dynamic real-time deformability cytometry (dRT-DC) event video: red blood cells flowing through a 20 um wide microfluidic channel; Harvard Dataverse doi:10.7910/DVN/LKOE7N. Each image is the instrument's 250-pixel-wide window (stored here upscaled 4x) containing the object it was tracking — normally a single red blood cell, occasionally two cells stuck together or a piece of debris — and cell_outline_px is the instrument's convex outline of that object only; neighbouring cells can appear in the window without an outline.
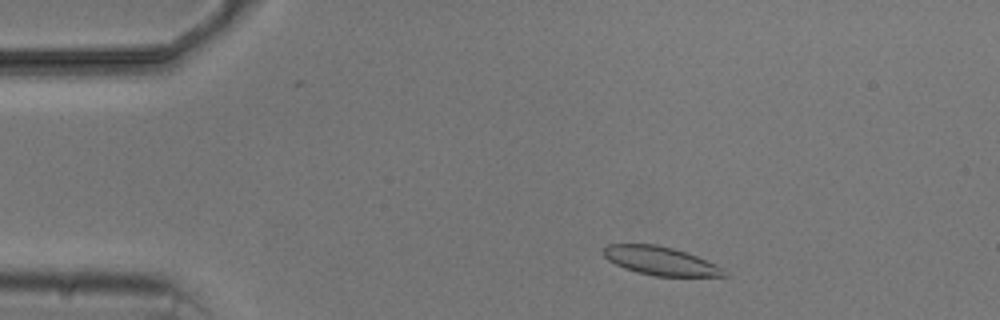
{"species": "common noctule bat (a hibernating species)", "species_latin": "Nyctalus noctula", "temperature_condition": "cold", "stored_images_in_passage": 5, "camera_frame_rate_fps": 3000, "um_per_image_px": 0.085, "animal": {"sex": "male", "body_mass_g": 20.5, "forearm_length_mm": 52.5}, "frame": {"image": 1, "passage_image": 2, "time_ms": 1.0, "image_size_px": [1000, 320], "cell_outline_px": [[728, 276], [656, 276], [636, 272], [624, 268], [608, 260], [604, 256], [604, 248], [608, 244], [656, 244], [672, 248], [696, 256], [716, 264], [724, 268]], "centroid_in_image_um": [56.15, 22.18], "position_along_channel_um": 28.9, "area_um2": 19.88}}
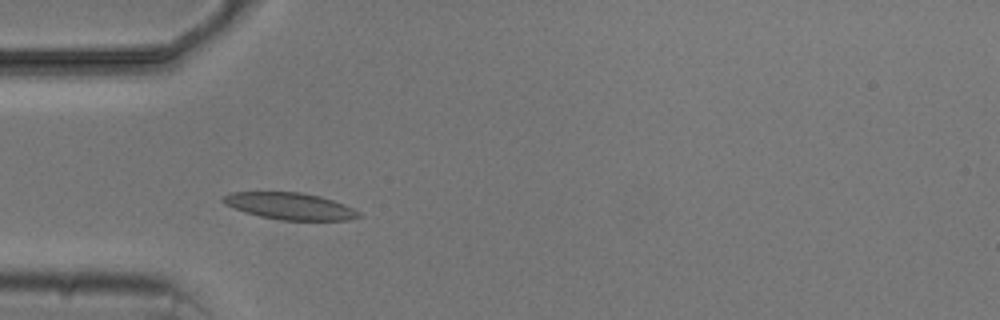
{"frame": {"image": 2, "passage_image": 4, "time_ms": 3.333, "image_size_px": [1000, 320], "cell_outline_px": [[360, 216], [348, 220], [280, 220], [260, 216], [244, 212], [224, 204], [220, 200], [228, 192], [300, 192], [320, 196], [344, 204], [360, 212]], "centroid_in_image_um": [24.6, 17.51], "position_along_channel_um": 60.4, "area_um2": 21.15}}
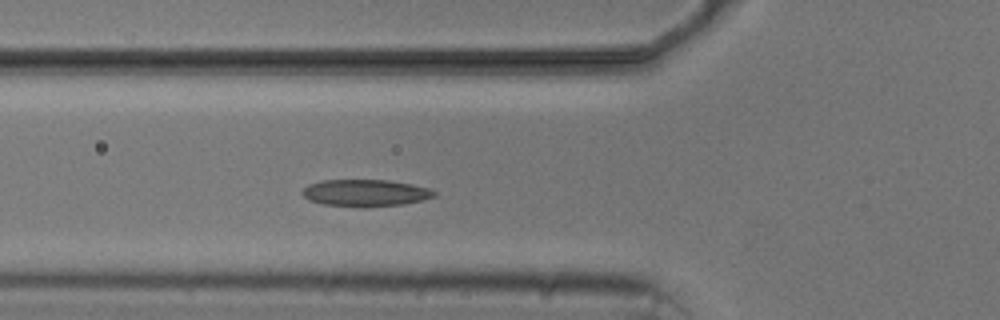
{"frame": {"image": 3, "passage_image": 5, "time_ms": 4.333, "image_size_px": [1000, 320], "cell_outline_px": [[436, 196], [424, 200], [404, 204], [324, 204], [308, 200], [300, 192], [308, 184], [320, 180], [388, 180], [412, 184], [428, 188], [436, 192]], "centroid_in_image_um": [31.06, 16.34], "position_along_channel_um": 94.7, "area_um2": 19.83}}